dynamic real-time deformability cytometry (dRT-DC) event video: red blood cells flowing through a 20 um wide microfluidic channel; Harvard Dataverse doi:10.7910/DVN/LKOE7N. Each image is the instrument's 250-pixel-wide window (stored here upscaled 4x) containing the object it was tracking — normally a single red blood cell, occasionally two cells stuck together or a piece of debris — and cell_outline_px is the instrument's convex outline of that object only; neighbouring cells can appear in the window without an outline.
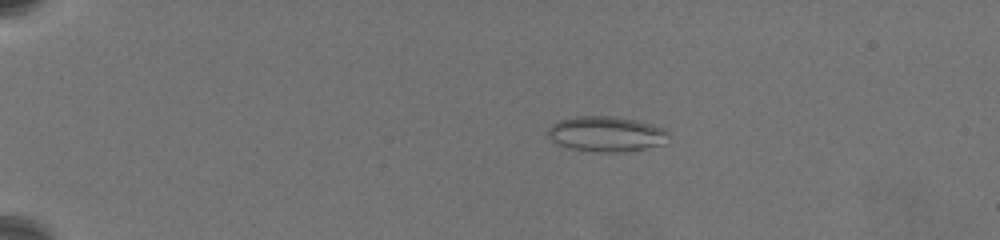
{"species": "common noctule bat (a hibernating species)", "species_latin": "Nyctalus noctula", "temperature_condition": "warm", "stored_images_in_passage": 80, "camera_frame_rate_fps": 3000, "um_per_image_px": 0.085, "animal": {"sex": "female", "body_mass_g": 19.5, "forearm_length_mm": 54.1}, "frame": {"image": 1, "passage_image": 21, "time_ms": 3.667, "image_size_px": [1000, 240], "cell_outline_px": [[668, 132], [664, 144], [644, 148], [620, 152], [596, 152], [568, 148], [556, 144], [548, 136], [548, 128], [552, 124], [560, 120], [576, 116], [612, 116], [632, 120], [648, 124], [660, 128]], "centroid_in_image_um": [51.45, 11.4], "position_along_channel_um": 33.6, "area_um2": 24.45}}
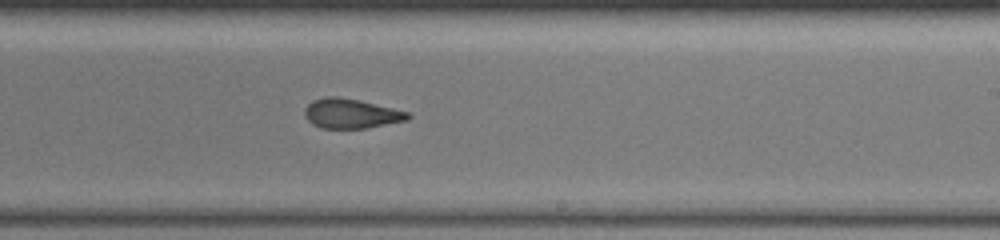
{"frame": {"image": 2, "passage_image": 59, "time_ms": 12.667, "image_size_px": [1000, 240], "cell_outline_px": [[412, 116], [408, 120], [368, 128], [320, 128], [312, 124], [304, 116], [304, 108], [312, 100], [324, 96], [336, 96], [360, 100], [408, 112]], "centroid_in_image_um": [29.81, 9.65], "position_along_channel_um": 259.2, "area_um2": 17.98}}
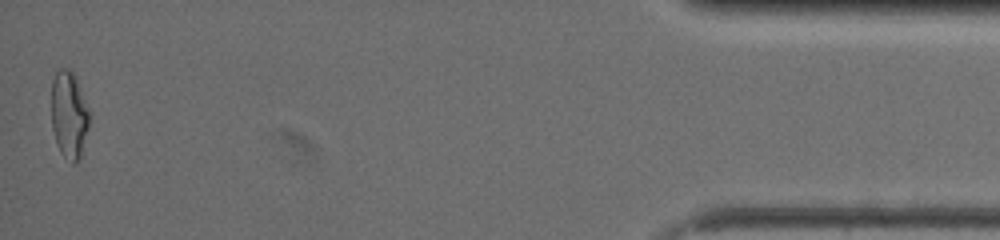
{"frame": {"image": 3, "passage_image": 80, "time_ms": 19.667, "image_size_px": [1000, 240], "cell_outline_px": [[88, 128], [80, 160], [76, 164], [72, 164], [60, 152], [56, 144], [52, 128], [52, 80], [56, 72], [60, 68], [68, 68], [72, 72], [76, 80], [88, 108]], "centroid_in_image_um": [5.85, 9.81], "position_along_channel_um": 429.3, "area_um2": 19.13}, "authors_computed_cell_mechanics": {"area_um2": 19.4786, "velocity_mm_per_s": 3.4955, "shape_relaxation_time_tau1_ms": null, "shape_relaxation_time_tau2_ms": 2.3318, "deformation_change_tau1": null, "deformation_change_tau2": 0.1047}}